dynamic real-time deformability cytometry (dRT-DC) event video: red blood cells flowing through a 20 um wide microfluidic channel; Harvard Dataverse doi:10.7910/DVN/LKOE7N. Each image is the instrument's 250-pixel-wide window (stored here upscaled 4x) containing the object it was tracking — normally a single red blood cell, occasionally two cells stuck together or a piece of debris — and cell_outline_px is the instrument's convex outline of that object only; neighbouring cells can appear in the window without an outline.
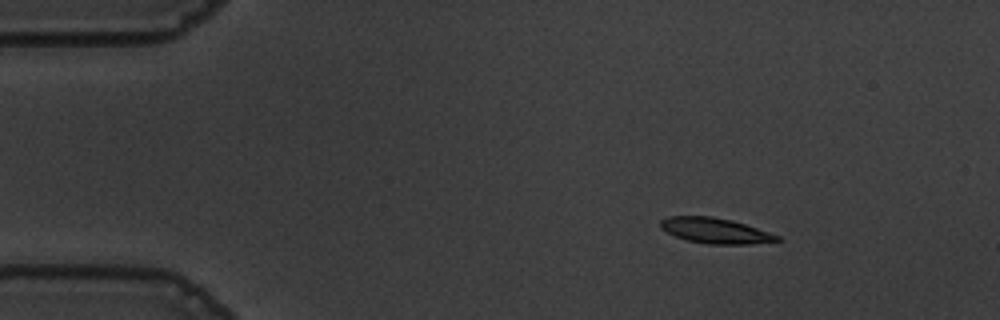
{"species": "common noctule bat (a hibernating species)", "species_latin": "Nyctalus noctula", "temperature_condition": "warm", "stored_images_in_passage": 50, "segment_of_instrument_passage": [1, 2], "camera_frame_rate_fps": 3000, "um_per_image_px": 0.085, "animal": {"sex": "male", "body_mass_g": 19.5, "forearm_length_mm": 54.6}, "frame": {"image": 1, "passage_image": 1, "time_ms": 0.0, "image_size_px": [1000, 320], "cell_outline_px": [[780, 240], [748, 244], [708, 244], [688, 240], [676, 236], [660, 228], [660, 220], [668, 216], [712, 216], [732, 220], [780, 236]], "centroid_in_image_um": [60.76, 19.59], "position_along_channel_um": 24.2, "area_um2": 17.05}}
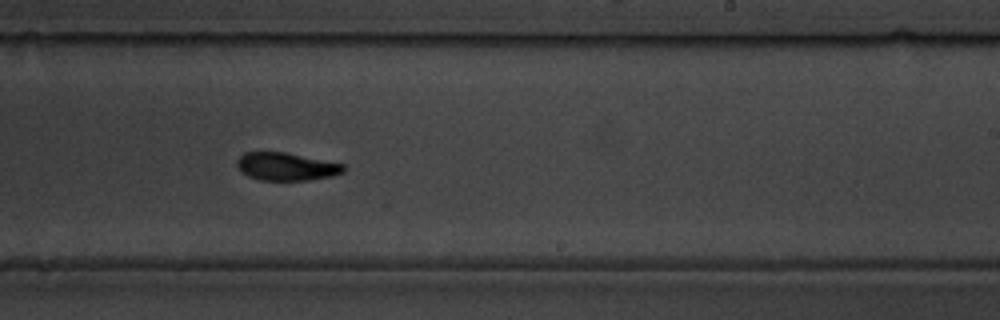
{"frame": {"image": 2, "passage_image": 27, "time_ms": 8.667, "image_size_px": [1000, 320], "cell_outline_px": [[348, 168], [344, 172], [332, 176], [308, 180], [260, 180], [248, 176], [236, 164], [236, 160], [244, 152], [284, 152], [344, 164]], "centroid_in_image_um": [24.36, 14.16], "position_along_channel_um": 264.6, "area_um2": 17.22}}
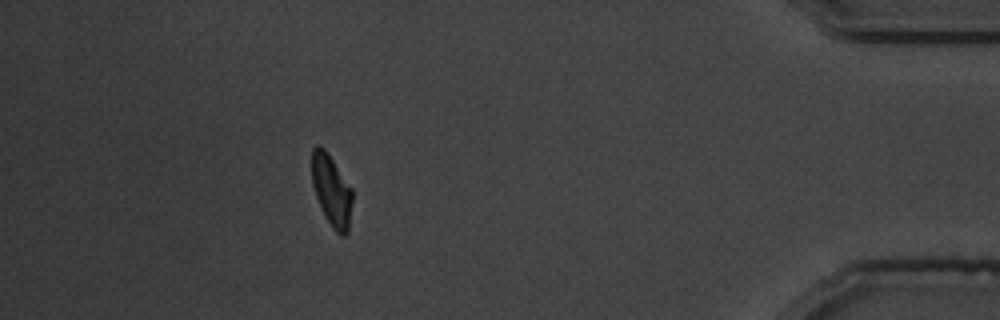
{"frame": {"image": 3, "passage_image": 43, "time_ms": 14.0, "image_size_px": [1000, 320], "cell_outline_px": [[352, 200], [348, 232], [344, 236], [340, 236], [332, 228], [324, 216], [320, 208], [312, 184], [312, 148], [316, 144], [320, 144], [328, 152], [352, 188]], "centroid_in_image_um": [28.17, 16.18], "position_along_channel_um": 407.0, "area_um2": 17.11}}